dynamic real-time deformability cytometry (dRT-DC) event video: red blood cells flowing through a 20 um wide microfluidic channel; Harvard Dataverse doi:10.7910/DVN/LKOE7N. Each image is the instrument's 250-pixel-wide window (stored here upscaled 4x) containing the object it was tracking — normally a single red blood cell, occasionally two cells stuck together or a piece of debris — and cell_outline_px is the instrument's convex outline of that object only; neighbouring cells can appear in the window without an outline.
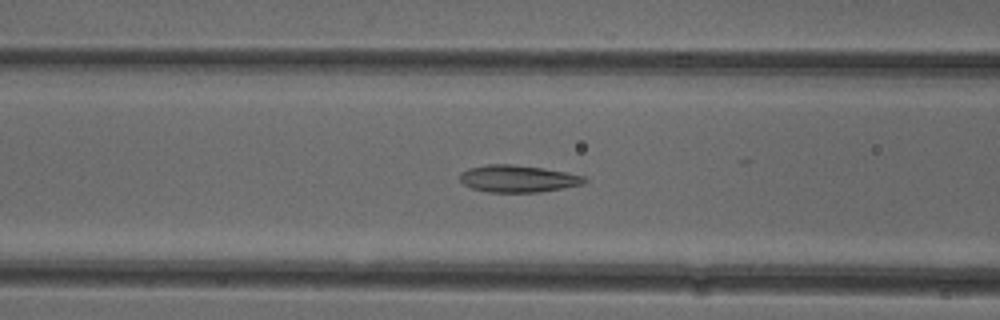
{"species": "common noctule bat (a hibernating species)", "species_latin": "Nyctalus noctula", "temperature_condition": "cold", "stored_images_in_passage": 31, "camera_frame_rate_fps": 3000, "um_per_image_px": 0.085, "animal": {"sex": "female"}, "frame": {"image": 1, "passage_image": 13, "time_ms": 4.0, "image_size_px": [1000, 320], "cell_outline_px": [[588, 180], [584, 184], [540, 192], [488, 192], [472, 188], [464, 184], [460, 180], [460, 172], [468, 168], [488, 164], [512, 164], [544, 168], [584, 176]], "centroid_in_image_um": [44.01, 15.18], "position_along_channel_um": 122.6, "area_um2": 19.65}}
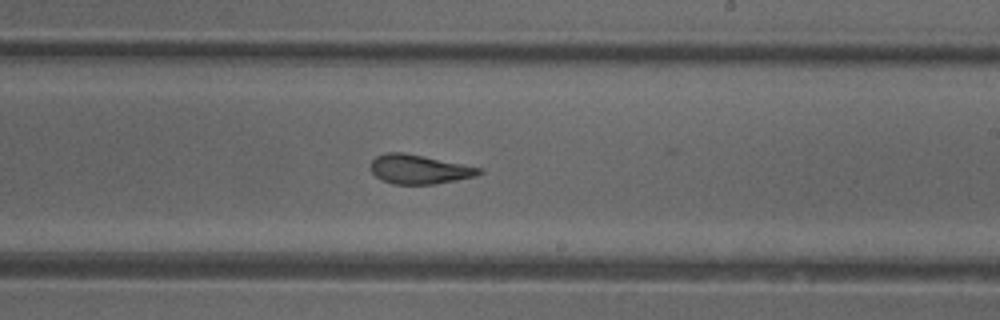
{"frame": {"image": 2, "passage_image": 23, "time_ms": 7.333, "image_size_px": [1000, 320], "cell_outline_px": [[484, 172], [476, 176], [436, 184], [392, 184], [376, 176], [368, 168], [368, 164], [376, 156], [384, 152], [404, 152], [484, 168]], "centroid_in_image_um": [35.62, 14.38], "position_along_channel_um": 253.4, "area_um2": 18.73}}
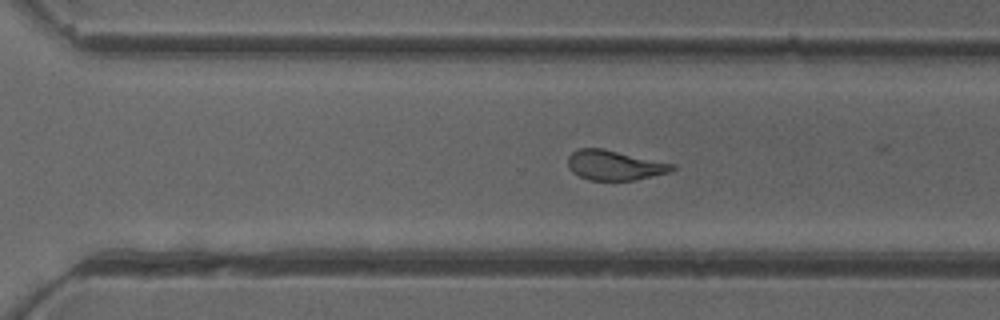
{"frame": {"image": 3, "passage_image": 28, "time_ms": 9.0, "image_size_px": [1000, 320], "cell_outline_px": [[676, 168], [672, 172], [632, 180], [588, 180], [572, 172], [568, 168], [568, 156], [572, 152], [580, 148], [604, 148], [676, 164]], "centroid_in_image_um": [52.26, 14.03], "position_along_channel_um": 318.3, "area_um2": 18.32}}